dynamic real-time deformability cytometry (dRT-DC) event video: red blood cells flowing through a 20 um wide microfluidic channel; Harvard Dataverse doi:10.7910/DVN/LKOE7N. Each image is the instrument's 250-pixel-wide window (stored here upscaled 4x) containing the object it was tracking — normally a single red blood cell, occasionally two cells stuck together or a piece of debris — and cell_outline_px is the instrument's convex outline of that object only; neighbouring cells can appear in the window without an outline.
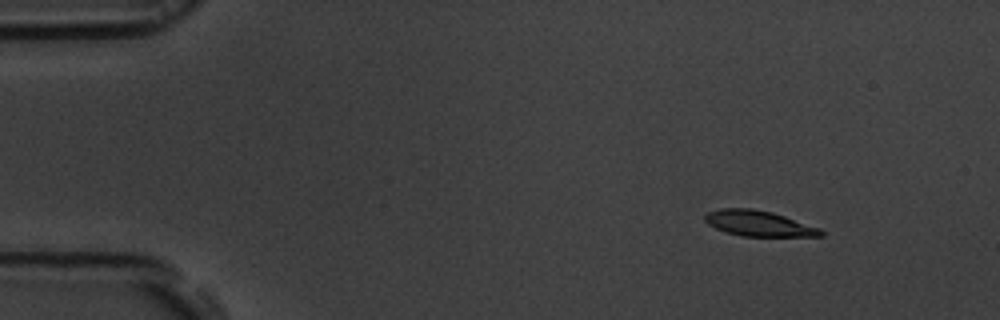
{"species": "common noctule bat (a hibernating species)", "species_latin": "Nyctalus noctula", "temperature_condition": "room temperature", "stored_images_in_passage": 50, "camera_frame_rate_fps": 3000, "um_per_image_px": 0.085, "animal": {"sex": "male", "body_mass_g": 19.5, "forearm_length_mm": 54.6}, "frame": {"image": 1, "passage_image": 1, "time_ms": 0.0, "image_size_px": [1000, 320], "cell_outline_px": [[824, 236], [740, 236], [724, 232], [708, 224], [704, 220], [704, 216], [708, 212], [720, 208], [752, 208], [772, 212], [820, 228], [824, 232]], "centroid_in_image_um": [64.47, 18.99], "position_along_channel_um": 20.5, "area_um2": 17.28}}
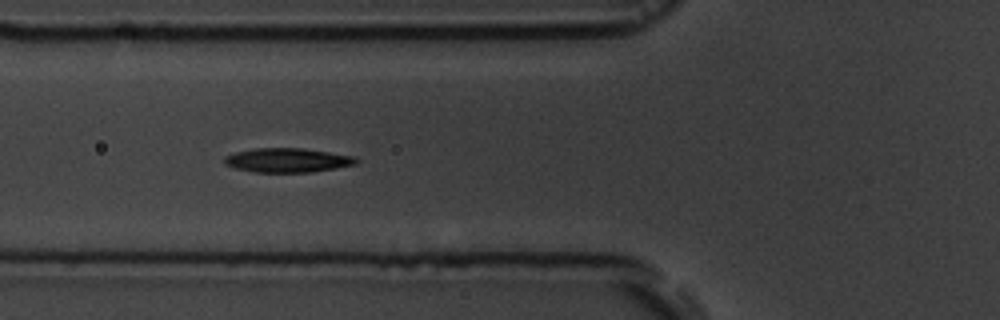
{"frame": {"image": 2, "passage_image": 15, "time_ms": 4.667, "image_size_px": [1000, 320], "cell_outline_px": [[360, 160], [356, 164], [336, 168], [312, 172], [256, 172], [236, 168], [224, 164], [224, 156], [236, 152], [256, 148], [304, 148], [356, 156]], "centroid_in_image_um": [24.48, 13.61], "position_along_channel_um": 101.3, "area_um2": 18.67}}
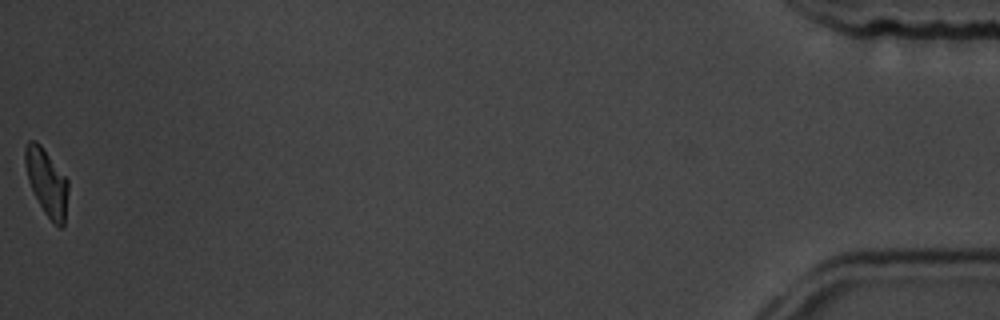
{"frame": {"image": 3, "passage_image": 50, "time_ms": 16.333, "image_size_px": [1000, 320], "cell_outline_px": [[68, 192], [64, 224], [60, 228], [44, 212], [28, 180], [24, 164], [24, 148], [28, 140], [36, 140], [40, 144], [68, 180]], "centroid_in_image_um": [3.96, 15.45], "position_along_channel_um": 431.2, "area_um2": 16.47}, "authors_computed_cell_mechanics": {"area_um2": 17.7735, "velocity_mm_per_s": 3.6791, "shape_relaxation_time_tau1_ms": 3.814, "shape_relaxation_time_tau2_ms": 5.5669, "deformation_change_tau1": 0.1402, "deformation_change_tau2": 0.1091}}